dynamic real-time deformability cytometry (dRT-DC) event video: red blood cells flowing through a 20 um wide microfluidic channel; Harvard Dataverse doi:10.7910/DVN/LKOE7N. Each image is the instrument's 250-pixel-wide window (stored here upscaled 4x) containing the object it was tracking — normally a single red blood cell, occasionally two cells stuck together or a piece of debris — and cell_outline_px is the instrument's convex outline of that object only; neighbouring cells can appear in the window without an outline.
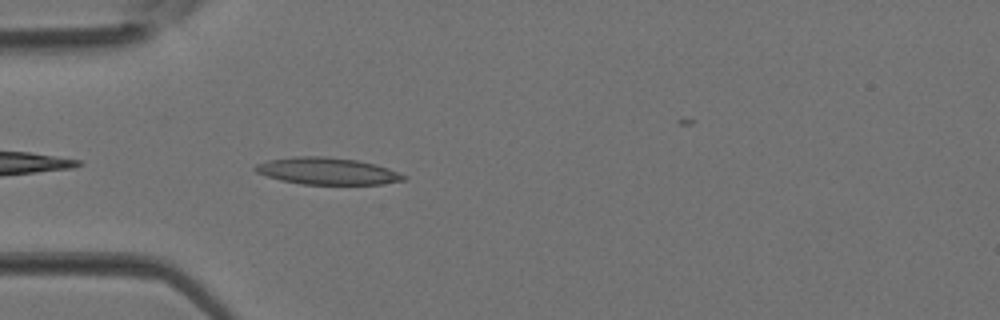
{"species": "Egyptian fruit bat (a non-hibernating species)", "species_latin": "Rousettus aegyptiacus", "temperature_condition": "room temperature", "stored_images_in_passage": 22, "camera_frame_rate_fps": 3000, "um_per_image_px": 0.085, "animal": {"sex": "female"}, "frame": {"image": 1, "passage_image": 2, "time_ms": 0.333, "image_size_px": [1000, 320], "cell_outline_px": [[408, 180], [380, 184], [300, 184], [280, 180], [256, 172], [252, 168], [256, 164], [268, 160], [296, 156], [324, 156], [356, 160], [376, 164], [388, 168], [408, 176]], "centroid_in_image_um": [27.83, 14.54], "position_along_channel_um": 57.2, "area_um2": 23.35}}
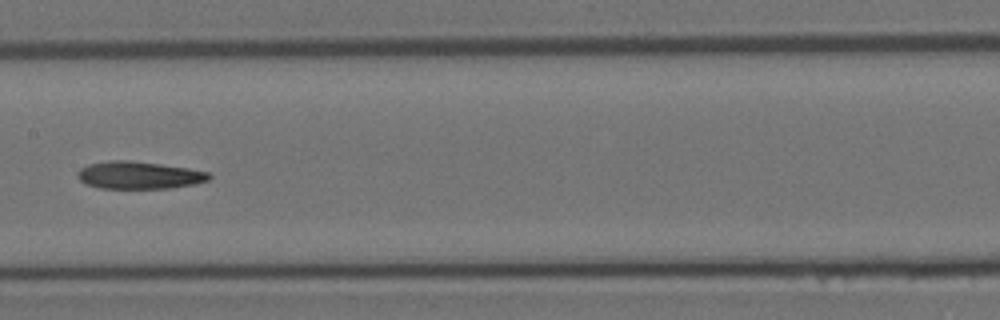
{"frame": {"image": 2, "passage_image": 10, "time_ms": 3.0, "image_size_px": [1000, 320], "cell_outline_px": [[212, 176], [208, 180], [192, 184], [172, 188], [100, 188], [88, 184], [80, 180], [76, 176], [76, 172], [80, 168], [88, 164], [108, 160], [128, 160], [160, 164], [188, 168], [208, 172]], "centroid_in_image_um": [11.78, 14.88], "position_along_channel_um": 195.6, "area_um2": 20.98}}
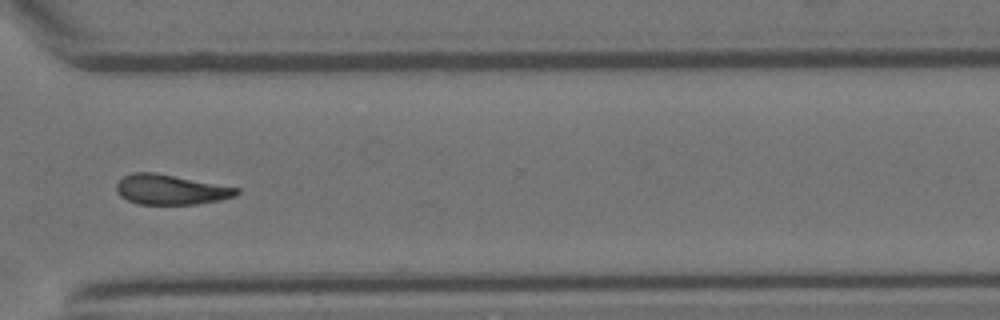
{"frame": {"image": 3, "passage_image": 19, "time_ms": 6.0, "image_size_px": [1000, 320], "cell_outline_px": [[240, 192], [236, 196], [220, 200], [196, 204], [140, 204], [128, 200], [120, 196], [116, 192], [116, 184], [124, 176], [132, 172], [156, 172], [240, 188]], "centroid_in_image_um": [14.52, 16.11], "position_along_channel_um": 356.1, "area_um2": 21.1}}